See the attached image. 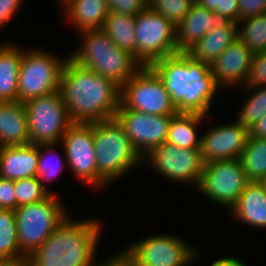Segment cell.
<instances>
[{
    "instance_id": "obj_1",
    "label": "cell",
    "mask_w": 266,
    "mask_h": 266,
    "mask_svg": "<svg viewBox=\"0 0 266 266\" xmlns=\"http://www.w3.org/2000/svg\"><path fill=\"white\" fill-rule=\"evenodd\" d=\"M67 56L59 91L72 122L94 123L113 119L120 106L121 87Z\"/></svg>"
},
{
    "instance_id": "obj_2",
    "label": "cell",
    "mask_w": 266,
    "mask_h": 266,
    "mask_svg": "<svg viewBox=\"0 0 266 266\" xmlns=\"http://www.w3.org/2000/svg\"><path fill=\"white\" fill-rule=\"evenodd\" d=\"M162 80L178 113L210 115L220 87L211 66L193 59L186 52L166 56L149 66Z\"/></svg>"
},
{
    "instance_id": "obj_3",
    "label": "cell",
    "mask_w": 266,
    "mask_h": 266,
    "mask_svg": "<svg viewBox=\"0 0 266 266\" xmlns=\"http://www.w3.org/2000/svg\"><path fill=\"white\" fill-rule=\"evenodd\" d=\"M67 218L27 260L30 266H95L101 221Z\"/></svg>"
},
{
    "instance_id": "obj_4",
    "label": "cell",
    "mask_w": 266,
    "mask_h": 266,
    "mask_svg": "<svg viewBox=\"0 0 266 266\" xmlns=\"http://www.w3.org/2000/svg\"><path fill=\"white\" fill-rule=\"evenodd\" d=\"M93 131L96 189L108 186L135 169V166L143 164L141 156L135 151L123 127L115 118L94 122Z\"/></svg>"
},
{
    "instance_id": "obj_5",
    "label": "cell",
    "mask_w": 266,
    "mask_h": 266,
    "mask_svg": "<svg viewBox=\"0 0 266 266\" xmlns=\"http://www.w3.org/2000/svg\"><path fill=\"white\" fill-rule=\"evenodd\" d=\"M82 42L69 57L122 87L142 65L131 53L117 47L101 29L80 32Z\"/></svg>"
},
{
    "instance_id": "obj_6",
    "label": "cell",
    "mask_w": 266,
    "mask_h": 266,
    "mask_svg": "<svg viewBox=\"0 0 266 266\" xmlns=\"http://www.w3.org/2000/svg\"><path fill=\"white\" fill-rule=\"evenodd\" d=\"M55 194L57 193L49 194L44 200L19 206L14 211L18 244L26 257L38 249L69 214L68 208Z\"/></svg>"
},
{
    "instance_id": "obj_7",
    "label": "cell",
    "mask_w": 266,
    "mask_h": 266,
    "mask_svg": "<svg viewBox=\"0 0 266 266\" xmlns=\"http://www.w3.org/2000/svg\"><path fill=\"white\" fill-rule=\"evenodd\" d=\"M41 49H23L18 78V101L21 103L59 90L62 69L68 57L62 59Z\"/></svg>"
},
{
    "instance_id": "obj_8",
    "label": "cell",
    "mask_w": 266,
    "mask_h": 266,
    "mask_svg": "<svg viewBox=\"0 0 266 266\" xmlns=\"http://www.w3.org/2000/svg\"><path fill=\"white\" fill-rule=\"evenodd\" d=\"M182 238L173 233L149 235L121 251L136 266H189L200 251Z\"/></svg>"
},
{
    "instance_id": "obj_9",
    "label": "cell",
    "mask_w": 266,
    "mask_h": 266,
    "mask_svg": "<svg viewBox=\"0 0 266 266\" xmlns=\"http://www.w3.org/2000/svg\"><path fill=\"white\" fill-rule=\"evenodd\" d=\"M23 104L27 113L29 144H59L73 123L60 91Z\"/></svg>"
},
{
    "instance_id": "obj_10",
    "label": "cell",
    "mask_w": 266,
    "mask_h": 266,
    "mask_svg": "<svg viewBox=\"0 0 266 266\" xmlns=\"http://www.w3.org/2000/svg\"><path fill=\"white\" fill-rule=\"evenodd\" d=\"M136 60L150 66L176 50V26L163 15L147 7L135 16Z\"/></svg>"
},
{
    "instance_id": "obj_11",
    "label": "cell",
    "mask_w": 266,
    "mask_h": 266,
    "mask_svg": "<svg viewBox=\"0 0 266 266\" xmlns=\"http://www.w3.org/2000/svg\"><path fill=\"white\" fill-rule=\"evenodd\" d=\"M120 103L127 109L150 115H176L160 77L150 68L142 66L122 87Z\"/></svg>"
},
{
    "instance_id": "obj_12",
    "label": "cell",
    "mask_w": 266,
    "mask_h": 266,
    "mask_svg": "<svg viewBox=\"0 0 266 266\" xmlns=\"http://www.w3.org/2000/svg\"><path fill=\"white\" fill-rule=\"evenodd\" d=\"M249 182L240 159L214 160L204 165L196 188L211 202L230 210Z\"/></svg>"
},
{
    "instance_id": "obj_13",
    "label": "cell",
    "mask_w": 266,
    "mask_h": 266,
    "mask_svg": "<svg viewBox=\"0 0 266 266\" xmlns=\"http://www.w3.org/2000/svg\"><path fill=\"white\" fill-rule=\"evenodd\" d=\"M142 161H147L163 178L194 187H197L205 165L200 149L178 148L168 142L152 149Z\"/></svg>"
},
{
    "instance_id": "obj_14",
    "label": "cell",
    "mask_w": 266,
    "mask_h": 266,
    "mask_svg": "<svg viewBox=\"0 0 266 266\" xmlns=\"http://www.w3.org/2000/svg\"><path fill=\"white\" fill-rule=\"evenodd\" d=\"M174 115H150L125 108L121 103L115 119L123 127L135 151L145 157L167 140L168 127Z\"/></svg>"
},
{
    "instance_id": "obj_15",
    "label": "cell",
    "mask_w": 266,
    "mask_h": 266,
    "mask_svg": "<svg viewBox=\"0 0 266 266\" xmlns=\"http://www.w3.org/2000/svg\"><path fill=\"white\" fill-rule=\"evenodd\" d=\"M93 123H72L60 142L64 158L76 179L96 189V154Z\"/></svg>"
},
{
    "instance_id": "obj_16",
    "label": "cell",
    "mask_w": 266,
    "mask_h": 266,
    "mask_svg": "<svg viewBox=\"0 0 266 266\" xmlns=\"http://www.w3.org/2000/svg\"><path fill=\"white\" fill-rule=\"evenodd\" d=\"M234 122L211 126L202 133L200 153L205 164L214 160L240 158L250 133L237 120Z\"/></svg>"
},
{
    "instance_id": "obj_17",
    "label": "cell",
    "mask_w": 266,
    "mask_h": 266,
    "mask_svg": "<svg viewBox=\"0 0 266 266\" xmlns=\"http://www.w3.org/2000/svg\"><path fill=\"white\" fill-rule=\"evenodd\" d=\"M253 53L237 38L212 63L215 83L222 89L245 85Z\"/></svg>"
},
{
    "instance_id": "obj_18",
    "label": "cell",
    "mask_w": 266,
    "mask_h": 266,
    "mask_svg": "<svg viewBox=\"0 0 266 266\" xmlns=\"http://www.w3.org/2000/svg\"><path fill=\"white\" fill-rule=\"evenodd\" d=\"M222 20L211 10L193 4L188 14L176 26V50L187 52Z\"/></svg>"
},
{
    "instance_id": "obj_19",
    "label": "cell",
    "mask_w": 266,
    "mask_h": 266,
    "mask_svg": "<svg viewBox=\"0 0 266 266\" xmlns=\"http://www.w3.org/2000/svg\"><path fill=\"white\" fill-rule=\"evenodd\" d=\"M37 144L0 147V177L12 181L36 176Z\"/></svg>"
},
{
    "instance_id": "obj_20",
    "label": "cell",
    "mask_w": 266,
    "mask_h": 266,
    "mask_svg": "<svg viewBox=\"0 0 266 266\" xmlns=\"http://www.w3.org/2000/svg\"><path fill=\"white\" fill-rule=\"evenodd\" d=\"M237 38V22L222 21L214 26L186 53L193 59L211 66L216 58Z\"/></svg>"
},
{
    "instance_id": "obj_21",
    "label": "cell",
    "mask_w": 266,
    "mask_h": 266,
    "mask_svg": "<svg viewBox=\"0 0 266 266\" xmlns=\"http://www.w3.org/2000/svg\"><path fill=\"white\" fill-rule=\"evenodd\" d=\"M29 144L27 113L19 101L0 102V147Z\"/></svg>"
},
{
    "instance_id": "obj_22",
    "label": "cell",
    "mask_w": 266,
    "mask_h": 266,
    "mask_svg": "<svg viewBox=\"0 0 266 266\" xmlns=\"http://www.w3.org/2000/svg\"><path fill=\"white\" fill-rule=\"evenodd\" d=\"M229 211L241 223L266 229V193L259 182H249Z\"/></svg>"
},
{
    "instance_id": "obj_23",
    "label": "cell",
    "mask_w": 266,
    "mask_h": 266,
    "mask_svg": "<svg viewBox=\"0 0 266 266\" xmlns=\"http://www.w3.org/2000/svg\"><path fill=\"white\" fill-rule=\"evenodd\" d=\"M61 5L67 23L72 24L78 33L101 29L109 14L107 0H66Z\"/></svg>"
},
{
    "instance_id": "obj_24",
    "label": "cell",
    "mask_w": 266,
    "mask_h": 266,
    "mask_svg": "<svg viewBox=\"0 0 266 266\" xmlns=\"http://www.w3.org/2000/svg\"><path fill=\"white\" fill-rule=\"evenodd\" d=\"M0 44V102L18 101V78L23 49Z\"/></svg>"
},
{
    "instance_id": "obj_25",
    "label": "cell",
    "mask_w": 266,
    "mask_h": 266,
    "mask_svg": "<svg viewBox=\"0 0 266 266\" xmlns=\"http://www.w3.org/2000/svg\"><path fill=\"white\" fill-rule=\"evenodd\" d=\"M209 116L196 113H177L171 118L166 142L178 148L200 149V124Z\"/></svg>"
},
{
    "instance_id": "obj_26",
    "label": "cell",
    "mask_w": 266,
    "mask_h": 266,
    "mask_svg": "<svg viewBox=\"0 0 266 266\" xmlns=\"http://www.w3.org/2000/svg\"><path fill=\"white\" fill-rule=\"evenodd\" d=\"M101 30L120 49H123L136 59L135 16L109 12Z\"/></svg>"
},
{
    "instance_id": "obj_27",
    "label": "cell",
    "mask_w": 266,
    "mask_h": 266,
    "mask_svg": "<svg viewBox=\"0 0 266 266\" xmlns=\"http://www.w3.org/2000/svg\"><path fill=\"white\" fill-rule=\"evenodd\" d=\"M26 259L18 244L15 212L0 209V263Z\"/></svg>"
},
{
    "instance_id": "obj_28",
    "label": "cell",
    "mask_w": 266,
    "mask_h": 266,
    "mask_svg": "<svg viewBox=\"0 0 266 266\" xmlns=\"http://www.w3.org/2000/svg\"><path fill=\"white\" fill-rule=\"evenodd\" d=\"M239 159L250 182H259L265 178L266 139L249 136Z\"/></svg>"
},
{
    "instance_id": "obj_29",
    "label": "cell",
    "mask_w": 266,
    "mask_h": 266,
    "mask_svg": "<svg viewBox=\"0 0 266 266\" xmlns=\"http://www.w3.org/2000/svg\"><path fill=\"white\" fill-rule=\"evenodd\" d=\"M56 145H58V144L57 143H55V144L54 143L37 144L38 166H37L36 177L38 178V180L42 184V186L50 194H54L53 193L54 191L53 190L51 191L47 187V185H46L47 182L52 181L55 178H57V176L63 172L65 165L67 164L66 159L61 160L60 154L55 149ZM51 154H54L55 157Z\"/></svg>"
},
{
    "instance_id": "obj_30",
    "label": "cell",
    "mask_w": 266,
    "mask_h": 266,
    "mask_svg": "<svg viewBox=\"0 0 266 266\" xmlns=\"http://www.w3.org/2000/svg\"><path fill=\"white\" fill-rule=\"evenodd\" d=\"M238 24V39L253 53L266 51V13L259 14Z\"/></svg>"
},
{
    "instance_id": "obj_31",
    "label": "cell",
    "mask_w": 266,
    "mask_h": 266,
    "mask_svg": "<svg viewBox=\"0 0 266 266\" xmlns=\"http://www.w3.org/2000/svg\"><path fill=\"white\" fill-rule=\"evenodd\" d=\"M248 98L243 102L238 119L240 125L248 129L252 128L266 114V86L245 87ZM253 92V93H251ZM251 93V95H250Z\"/></svg>"
},
{
    "instance_id": "obj_32",
    "label": "cell",
    "mask_w": 266,
    "mask_h": 266,
    "mask_svg": "<svg viewBox=\"0 0 266 266\" xmlns=\"http://www.w3.org/2000/svg\"><path fill=\"white\" fill-rule=\"evenodd\" d=\"M17 208L44 200L50 193L36 176L14 181Z\"/></svg>"
},
{
    "instance_id": "obj_33",
    "label": "cell",
    "mask_w": 266,
    "mask_h": 266,
    "mask_svg": "<svg viewBox=\"0 0 266 266\" xmlns=\"http://www.w3.org/2000/svg\"><path fill=\"white\" fill-rule=\"evenodd\" d=\"M189 0H151L148 7L177 26L192 7Z\"/></svg>"
},
{
    "instance_id": "obj_34",
    "label": "cell",
    "mask_w": 266,
    "mask_h": 266,
    "mask_svg": "<svg viewBox=\"0 0 266 266\" xmlns=\"http://www.w3.org/2000/svg\"><path fill=\"white\" fill-rule=\"evenodd\" d=\"M266 86V51L253 54L245 87Z\"/></svg>"
},
{
    "instance_id": "obj_35",
    "label": "cell",
    "mask_w": 266,
    "mask_h": 266,
    "mask_svg": "<svg viewBox=\"0 0 266 266\" xmlns=\"http://www.w3.org/2000/svg\"><path fill=\"white\" fill-rule=\"evenodd\" d=\"M109 12L136 16L142 13L148 5L143 0H107Z\"/></svg>"
},
{
    "instance_id": "obj_36",
    "label": "cell",
    "mask_w": 266,
    "mask_h": 266,
    "mask_svg": "<svg viewBox=\"0 0 266 266\" xmlns=\"http://www.w3.org/2000/svg\"><path fill=\"white\" fill-rule=\"evenodd\" d=\"M0 209H17L14 181L0 177Z\"/></svg>"
},
{
    "instance_id": "obj_37",
    "label": "cell",
    "mask_w": 266,
    "mask_h": 266,
    "mask_svg": "<svg viewBox=\"0 0 266 266\" xmlns=\"http://www.w3.org/2000/svg\"><path fill=\"white\" fill-rule=\"evenodd\" d=\"M238 22L266 13V0H238Z\"/></svg>"
},
{
    "instance_id": "obj_38",
    "label": "cell",
    "mask_w": 266,
    "mask_h": 266,
    "mask_svg": "<svg viewBox=\"0 0 266 266\" xmlns=\"http://www.w3.org/2000/svg\"><path fill=\"white\" fill-rule=\"evenodd\" d=\"M23 2L24 0H0V29L20 11Z\"/></svg>"
},
{
    "instance_id": "obj_39",
    "label": "cell",
    "mask_w": 266,
    "mask_h": 266,
    "mask_svg": "<svg viewBox=\"0 0 266 266\" xmlns=\"http://www.w3.org/2000/svg\"><path fill=\"white\" fill-rule=\"evenodd\" d=\"M238 0L221 1V20L238 22Z\"/></svg>"
},
{
    "instance_id": "obj_40",
    "label": "cell",
    "mask_w": 266,
    "mask_h": 266,
    "mask_svg": "<svg viewBox=\"0 0 266 266\" xmlns=\"http://www.w3.org/2000/svg\"><path fill=\"white\" fill-rule=\"evenodd\" d=\"M251 137L266 139V114L249 129Z\"/></svg>"
},
{
    "instance_id": "obj_41",
    "label": "cell",
    "mask_w": 266,
    "mask_h": 266,
    "mask_svg": "<svg viewBox=\"0 0 266 266\" xmlns=\"http://www.w3.org/2000/svg\"><path fill=\"white\" fill-rule=\"evenodd\" d=\"M209 266H248V265L236 257L227 256L216 259V261L211 263Z\"/></svg>"
},
{
    "instance_id": "obj_42",
    "label": "cell",
    "mask_w": 266,
    "mask_h": 266,
    "mask_svg": "<svg viewBox=\"0 0 266 266\" xmlns=\"http://www.w3.org/2000/svg\"><path fill=\"white\" fill-rule=\"evenodd\" d=\"M221 1L222 0H200L198 4L207 10L213 11L221 19Z\"/></svg>"
},
{
    "instance_id": "obj_43",
    "label": "cell",
    "mask_w": 266,
    "mask_h": 266,
    "mask_svg": "<svg viewBox=\"0 0 266 266\" xmlns=\"http://www.w3.org/2000/svg\"><path fill=\"white\" fill-rule=\"evenodd\" d=\"M103 260V263L99 262L95 266H121L124 263V257L117 252L114 256L110 254V258Z\"/></svg>"
},
{
    "instance_id": "obj_44",
    "label": "cell",
    "mask_w": 266,
    "mask_h": 266,
    "mask_svg": "<svg viewBox=\"0 0 266 266\" xmlns=\"http://www.w3.org/2000/svg\"><path fill=\"white\" fill-rule=\"evenodd\" d=\"M0 266H30L28 260H22L18 262H4L0 263Z\"/></svg>"
},
{
    "instance_id": "obj_45",
    "label": "cell",
    "mask_w": 266,
    "mask_h": 266,
    "mask_svg": "<svg viewBox=\"0 0 266 266\" xmlns=\"http://www.w3.org/2000/svg\"><path fill=\"white\" fill-rule=\"evenodd\" d=\"M119 253L124 257V262L128 266H136L122 251H119Z\"/></svg>"
},
{
    "instance_id": "obj_46",
    "label": "cell",
    "mask_w": 266,
    "mask_h": 266,
    "mask_svg": "<svg viewBox=\"0 0 266 266\" xmlns=\"http://www.w3.org/2000/svg\"><path fill=\"white\" fill-rule=\"evenodd\" d=\"M259 184L263 187V189H264V191H265V193H266V177L263 178V179H261V180L259 181Z\"/></svg>"
},
{
    "instance_id": "obj_47",
    "label": "cell",
    "mask_w": 266,
    "mask_h": 266,
    "mask_svg": "<svg viewBox=\"0 0 266 266\" xmlns=\"http://www.w3.org/2000/svg\"><path fill=\"white\" fill-rule=\"evenodd\" d=\"M192 4H198L200 0H189Z\"/></svg>"
},
{
    "instance_id": "obj_48",
    "label": "cell",
    "mask_w": 266,
    "mask_h": 266,
    "mask_svg": "<svg viewBox=\"0 0 266 266\" xmlns=\"http://www.w3.org/2000/svg\"><path fill=\"white\" fill-rule=\"evenodd\" d=\"M66 0H59L60 4H63Z\"/></svg>"
},
{
    "instance_id": "obj_49",
    "label": "cell",
    "mask_w": 266,
    "mask_h": 266,
    "mask_svg": "<svg viewBox=\"0 0 266 266\" xmlns=\"http://www.w3.org/2000/svg\"><path fill=\"white\" fill-rule=\"evenodd\" d=\"M143 1H145L146 4L148 5L151 0H143Z\"/></svg>"
},
{
    "instance_id": "obj_50",
    "label": "cell",
    "mask_w": 266,
    "mask_h": 266,
    "mask_svg": "<svg viewBox=\"0 0 266 266\" xmlns=\"http://www.w3.org/2000/svg\"><path fill=\"white\" fill-rule=\"evenodd\" d=\"M121 266H128L125 262Z\"/></svg>"
}]
</instances>
